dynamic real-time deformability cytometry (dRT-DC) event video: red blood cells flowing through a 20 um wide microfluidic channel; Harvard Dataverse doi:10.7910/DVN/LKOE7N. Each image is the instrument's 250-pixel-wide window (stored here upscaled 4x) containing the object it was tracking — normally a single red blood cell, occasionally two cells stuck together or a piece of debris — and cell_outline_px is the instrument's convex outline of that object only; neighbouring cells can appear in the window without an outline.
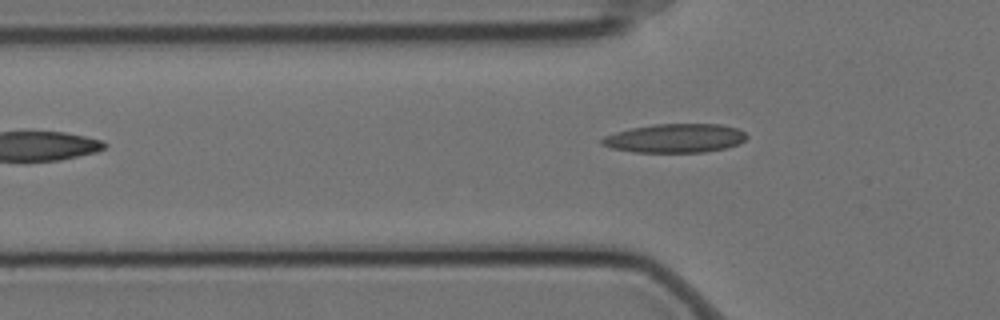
{"species": "Egyptian fruit bat (a non-hibernating species)", "species_latin": "Rousettus aegyptiacus", "temperature_condition": "cold", "stored_images_in_passage": 7, "camera_frame_rate_fps": 3000, "um_per_image_px": 0.085, "animal": {"sex": "female"}, "frame": {"image": 1, "passage_image": 7, "time_ms": 2.0, "image_size_px": [1000, 320], "cell_outline_px": [[748, 136], [740, 144], [724, 148], [704, 152], [632, 152], [612, 148], [600, 144], [600, 140], [604, 136], [616, 132], [632, 128], [652, 124], [720, 124], [736, 128], [744, 132]], "centroid_in_image_um": [57.37, 11.75], "position_along_channel_um": 68.4, "area_um2": 24.33}}